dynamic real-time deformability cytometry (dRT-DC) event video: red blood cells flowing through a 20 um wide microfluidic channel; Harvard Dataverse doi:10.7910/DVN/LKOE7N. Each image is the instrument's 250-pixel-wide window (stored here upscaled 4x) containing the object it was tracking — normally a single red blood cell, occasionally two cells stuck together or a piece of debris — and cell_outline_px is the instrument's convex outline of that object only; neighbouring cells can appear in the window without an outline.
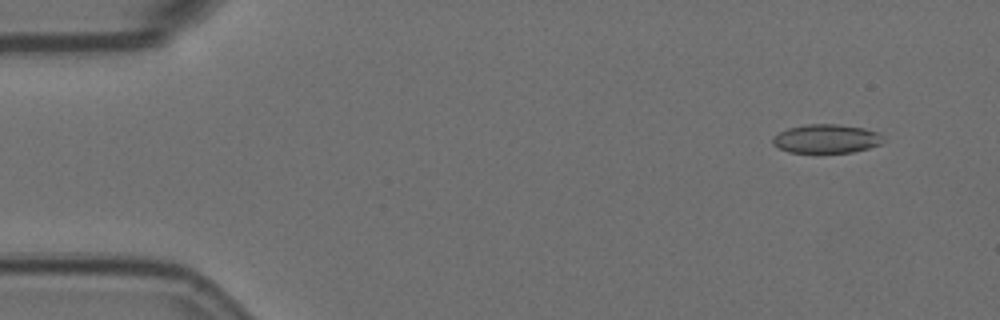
{"species": "Egyptian fruit bat (a non-hibernating species)", "species_latin": "Rousettus aegyptiacus", "temperature_condition": "room temperature", "stored_images_in_passage": 15, "camera_frame_rate_fps": 3000, "um_per_image_px": 0.085, "animal": {"sex": "female"}, "frame": {"image": 1, "passage_image": 2, "time_ms": 0.333, "image_size_px": [1000, 320], "cell_outline_px": [[884, 136], [880, 144], [868, 148], [852, 152], [788, 152], [772, 144], [772, 136], [788, 128], [808, 124], [840, 124], [864, 128], [876, 132]], "centroid_in_image_um": [70.22, 11.78], "position_along_channel_um": 14.8, "area_um2": 18.44}}
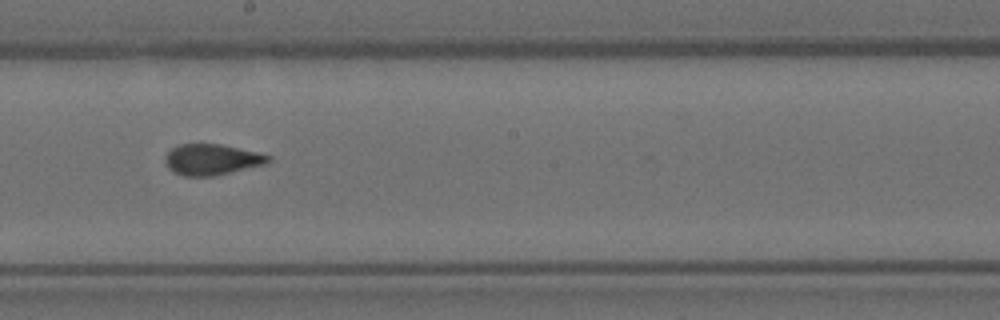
{"frame": {"image": 2, "passage_image": 9, "time_ms": 2.667, "image_size_px": [1000, 320], "cell_outline_px": [[272, 160], [268, 164], [216, 176], [184, 176], [168, 168], [164, 160], [164, 156], [172, 148], [180, 144], [220, 144], [256, 152], [272, 156]], "centroid_in_image_um": [18.04, 13.57], "position_along_channel_um": 230.2, "area_um2": 18.73}}
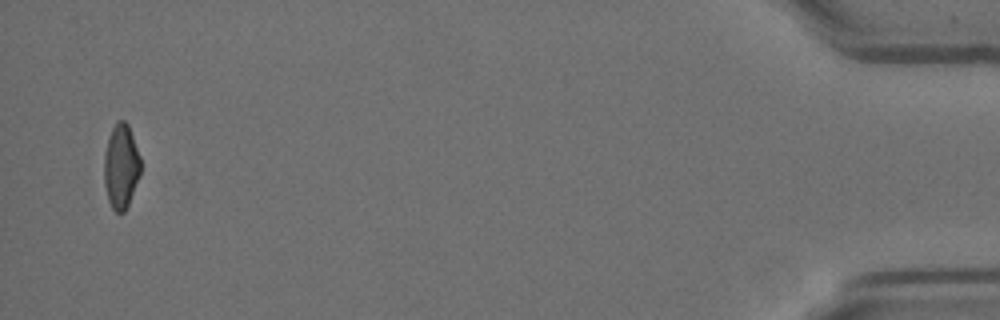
{"frame": {"image": 3, "passage_image": 15, "time_ms": 4.667, "image_size_px": [1000, 320], "cell_outline_px": [[140, 176], [128, 204], [124, 212], [116, 212], [112, 208], [108, 200], [104, 184], [104, 152], [108, 136], [116, 120], [124, 120], [128, 124], [140, 156]], "centroid_in_image_um": [10.27, 14.12], "position_along_channel_um": 424.9, "area_um2": 18.09}}